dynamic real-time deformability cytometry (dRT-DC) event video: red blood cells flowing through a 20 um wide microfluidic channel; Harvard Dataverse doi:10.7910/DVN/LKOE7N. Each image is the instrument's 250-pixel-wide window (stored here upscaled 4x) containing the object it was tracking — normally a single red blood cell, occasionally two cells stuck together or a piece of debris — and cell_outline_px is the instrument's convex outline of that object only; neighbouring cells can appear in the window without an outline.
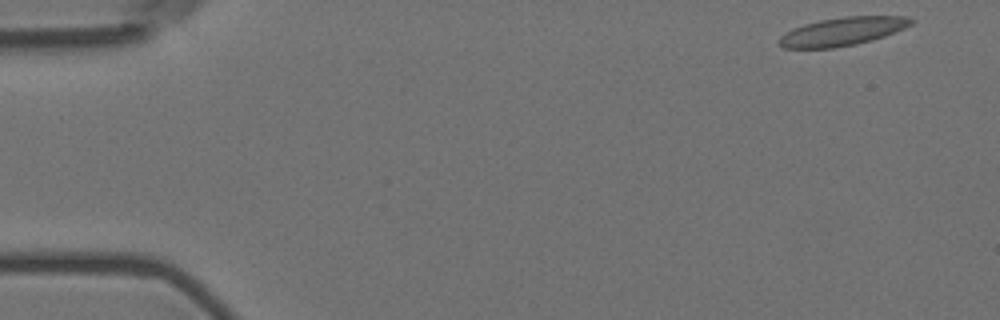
{"species": "Egyptian fruit bat (a non-hibernating species)", "species_latin": "Rousettus aegyptiacus", "temperature_condition": "room temperature", "stored_images_in_passage": 55, "camera_frame_rate_fps": 3000, "um_per_image_px": 0.085, "animal": {"sex": "female"}, "frame": {"image": 1, "passage_image": 1, "time_ms": 0.0, "image_size_px": [1000, 320], "cell_outline_px": [[916, 20], [912, 24], [904, 28], [884, 36], [872, 40], [856, 44], [832, 48], [784, 48], [780, 44], [780, 36], [792, 28], [804, 24], [820, 20], [844, 16], [908, 16]], "centroid_in_image_um": [71.64, 2.66], "position_along_channel_um": 13.4, "area_um2": 21.73}}
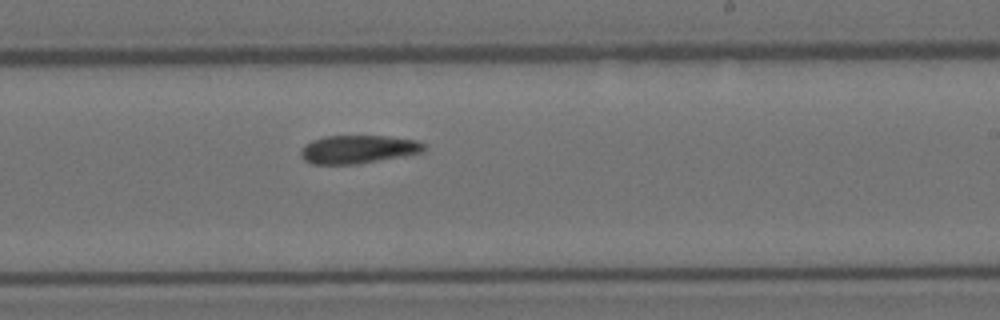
{"frame": {"image": 2, "passage_image": 32, "time_ms": 10.333, "image_size_px": [1000, 320], "cell_outline_px": [[424, 152], [404, 156], [356, 164], [312, 164], [304, 160], [300, 156], [300, 152], [304, 144], [312, 140], [324, 136], [388, 136], [416, 140], [424, 144]], "centroid_in_image_um": [30.41, 12.69], "position_along_channel_um": 258.6, "area_um2": 20.35}}
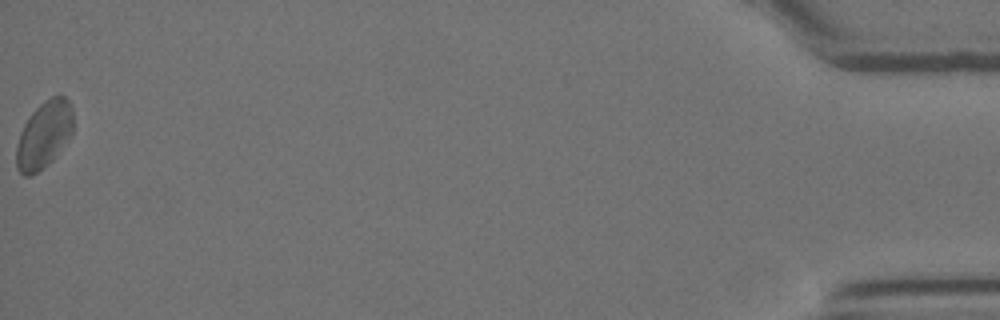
{"frame": {"image": 3, "passage_image": 55, "time_ms": 18.0, "image_size_px": [1000, 320], "cell_outline_px": [[72, 132], [52, 160], [44, 168], [32, 176], [24, 176], [16, 168], [16, 144], [20, 132], [24, 124], [32, 112], [40, 104], [52, 96], [60, 92], [68, 100], [72, 108]], "centroid_in_image_um": [3.71, 11.45], "position_along_channel_um": 431.5, "area_um2": 22.2}, "authors_computed_cell_mechanics": {"area_um2": 20.9236, "velocity_mm_per_s": 3.5393, "shape_relaxation_time_tau1_ms": null, "shape_relaxation_time_tau2_ms": 5.0811, "deformation_change_tau1": null, "deformation_change_tau2": 0.0747}}